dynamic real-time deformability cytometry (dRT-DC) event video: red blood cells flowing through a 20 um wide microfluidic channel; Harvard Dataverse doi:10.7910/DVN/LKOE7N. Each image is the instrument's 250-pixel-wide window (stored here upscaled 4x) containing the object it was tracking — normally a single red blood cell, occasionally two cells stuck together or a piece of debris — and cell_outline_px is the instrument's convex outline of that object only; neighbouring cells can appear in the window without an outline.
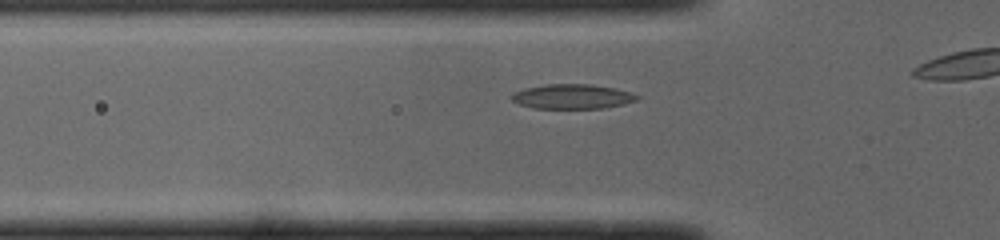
{"species": "common noctule bat (a hibernating species)", "species_latin": "Nyctalus noctula", "temperature_condition": "cold", "stored_images_in_passage": 13, "camera_frame_rate_fps": 3000, "um_per_image_px": 0.085, "animal": {"sex": "male", "body_mass_g": 19.0, "forearm_length_mm": 50.8}, "frame": {"image": 1, "passage_image": 8, "time_ms": 2.333, "image_size_px": [1000, 240], "cell_outline_px": [[640, 96], [636, 100], [624, 104], [604, 108], [532, 108], [520, 104], [512, 100], [508, 96], [512, 92], [524, 88], [548, 84], [588, 84], [616, 88], [632, 92]], "centroid_in_image_um": [48.63, 8.2], "position_along_channel_um": 77.2, "area_um2": 18.15}}
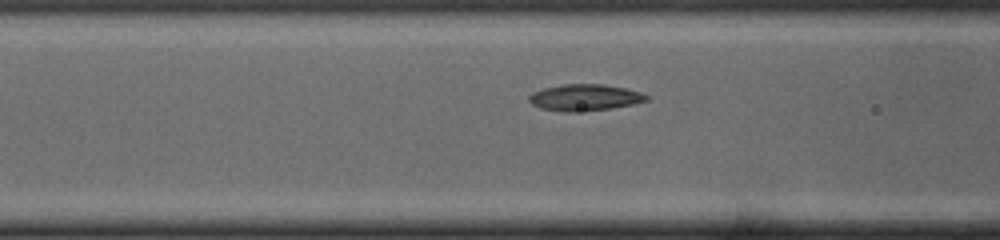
{"frame": {"image": 2, "passage_image": 11, "time_ms": 3.333, "image_size_px": [1000, 240], "cell_outline_px": [[648, 100], [632, 104], [608, 108], [572, 112], [568, 112], [540, 108], [532, 104], [528, 100], [528, 96], [532, 92], [544, 88], [564, 84], [604, 84], [624, 88], [640, 92], [648, 96]], "centroid_in_image_um": [49.66, 8.28], "position_along_channel_um": 116.9, "area_um2": 17.86}}